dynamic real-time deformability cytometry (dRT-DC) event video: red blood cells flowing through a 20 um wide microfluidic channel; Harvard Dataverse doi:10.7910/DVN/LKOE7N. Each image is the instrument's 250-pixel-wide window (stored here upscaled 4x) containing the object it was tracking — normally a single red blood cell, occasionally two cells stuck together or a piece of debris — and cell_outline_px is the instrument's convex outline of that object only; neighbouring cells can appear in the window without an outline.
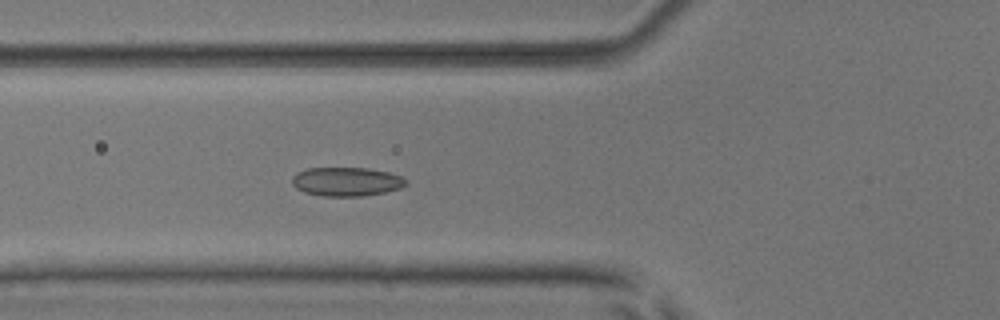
{"species": "common noctule bat (a hibernating species)", "species_latin": "Nyctalus noctula", "temperature_condition": "room temperature", "stored_images_in_passage": 55, "camera_frame_rate_fps": 3000, "um_per_image_px": 0.085, "animal": {"sex": "male", "body_mass_g": 17.9, "forearm_length_mm": 54.2}, "frame": {"image": 1, "passage_image": 21, "time_ms": 6.667, "image_size_px": [1000, 320], "cell_outline_px": [[408, 184], [400, 188], [384, 192], [364, 196], [324, 196], [304, 192], [296, 188], [292, 184], [292, 176], [296, 172], [308, 168], [368, 168], [388, 172], [400, 176], [408, 180]], "centroid_in_image_um": [29.44, 15.44], "position_along_channel_um": 96.4, "area_um2": 19.25}}
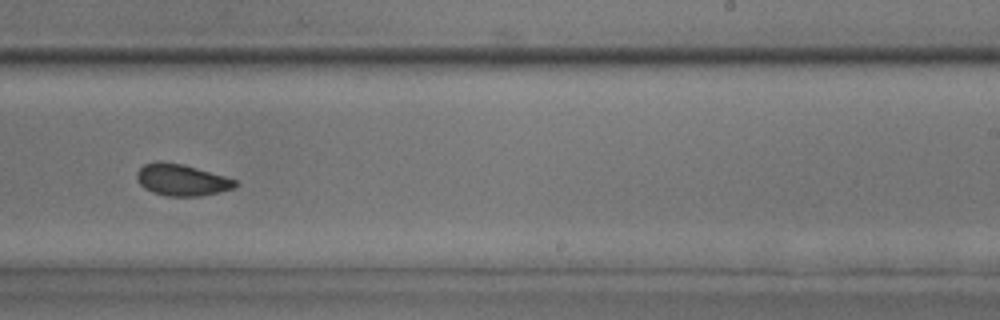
{"frame": {"image": 2, "passage_image": 35, "time_ms": 11.333, "image_size_px": [1000, 320], "cell_outline_px": [[240, 184], [232, 188], [200, 196], [168, 196], [152, 192], [144, 188], [140, 184], [136, 176], [136, 172], [144, 164], [160, 160], [184, 164], [224, 176], [236, 180]], "centroid_in_image_um": [15.41, 15.28], "position_along_channel_um": 273.6, "area_um2": 18.09}}
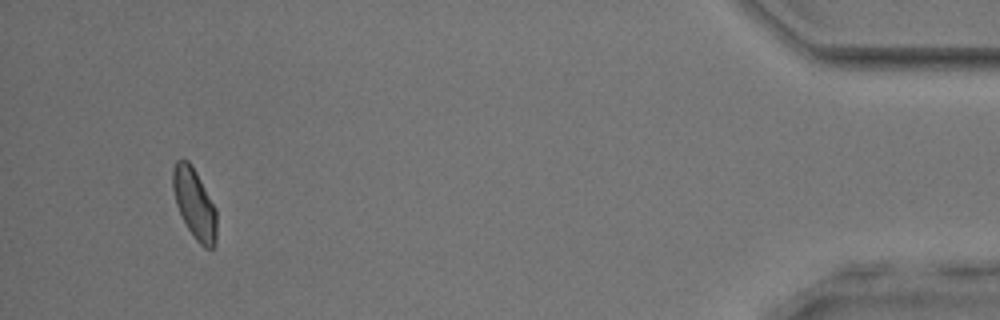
{"frame": {"image": 3, "passage_image": 52, "time_ms": 17.0, "image_size_px": [1000, 320], "cell_outline_px": [[216, 244], [212, 248], [204, 248], [196, 240], [188, 228], [176, 204], [172, 188], [172, 168], [176, 160], [188, 160], [196, 172], [216, 208]], "centroid_in_image_um": [16.52, 17.3], "position_along_channel_um": 418.7, "area_um2": 17.8}, "authors_computed_cell_mechanics": {"area_um2": 18.3804, "velocity_mm_per_s": 3.8142, "shape_relaxation_time_tau1_ms": 3.6709, "shape_relaxation_time_tau2_ms": 2.2509, "deformation_change_tau1": 0.0888, "deformation_change_tau2": 0.0609}}